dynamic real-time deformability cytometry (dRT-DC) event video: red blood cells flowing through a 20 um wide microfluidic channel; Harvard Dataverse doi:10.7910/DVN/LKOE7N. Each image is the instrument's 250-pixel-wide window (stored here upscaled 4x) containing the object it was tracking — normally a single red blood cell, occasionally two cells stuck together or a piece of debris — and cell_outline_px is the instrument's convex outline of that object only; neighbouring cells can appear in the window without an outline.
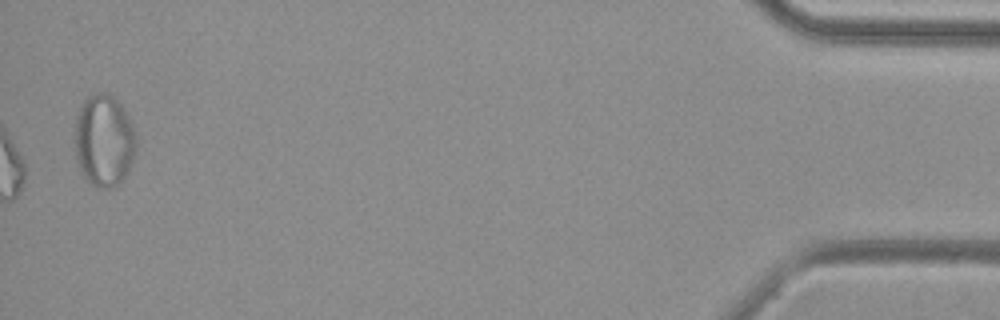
{"species": "common noctule bat (a hibernating species)", "species_latin": "Nyctalus noctula", "temperature_condition": "cold", "stored_images_in_passage": 35, "segment_of_instrument_passage": [2, 2], "camera_frame_rate_fps": 3000, "um_per_image_px": 0.085, "animal": {"sex": "female", "body_mass_g": 29.2, "forearm_length_mm": 56.3}, "frame": {"image": 1, "passage_image": 35, "time_ms": 11.333, "image_size_px": [1000, 320], "cell_outline_px": [[136, 152], [128, 172], [116, 184], [108, 188], [100, 188], [88, 184], [80, 172], [76, 160], [76, 116], [80, 104], [88, 96], [100, 92], [104, 92], [112, 96], [120, 104], [128, 116], [136, 140]], "centroid_in_image_um": [8.82, 11.97], "position_along_channel_um": 426.4, "area_um2": 32.89}}